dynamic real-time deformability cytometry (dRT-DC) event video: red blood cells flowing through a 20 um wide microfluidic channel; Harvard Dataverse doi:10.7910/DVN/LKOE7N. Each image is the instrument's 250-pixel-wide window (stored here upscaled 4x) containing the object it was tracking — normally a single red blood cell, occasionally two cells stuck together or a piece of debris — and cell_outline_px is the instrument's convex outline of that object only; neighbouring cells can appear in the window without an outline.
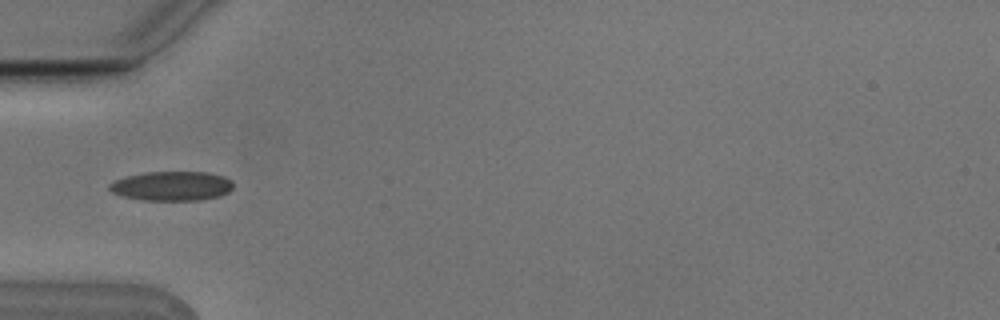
{"species": "Egyptian fruit bat (a non-hibernating species)", "species_latin": "Rousettus aegyptiacus", "temperature_condition": "cold", "stored_images_in_passage": 8, "camera_frame_rate_fps": 3000, "um_per_image_px": 0.085, "animal": {"sex": "male"}, "frame": {"image": 1, "passage_image": 5, "time_ms": 1.333, "image_size_px": [1000, 320], "cell_outline_px": [[232, 188], [228, 192], [220, 196], [200, 200], [144, 200], [124, 196], [112, 192], [108, 188], [108, 184], [112, 180], [124, 176], [144, 172], [208, 172], [224, 176], [232, 180]], "centroid_in_image_um": [14.58, 15.8], "position_along_channel_um": 70.4, "area_um2": 21.39}}
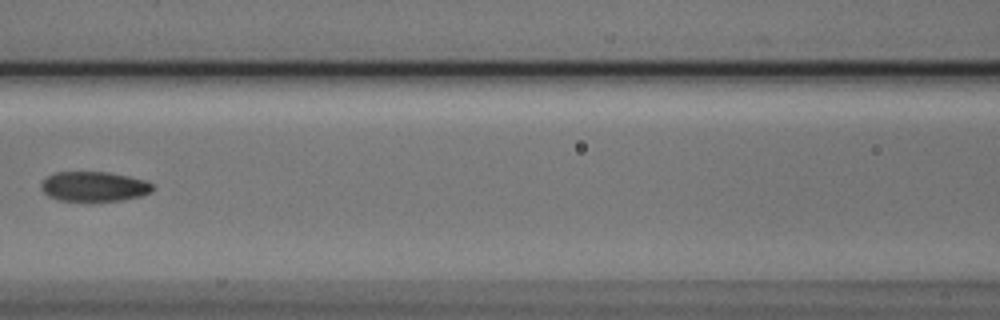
{"frame": {"image": 2, "passage_image": 7, "time_ms": 2.0, "image_size_px": [1000, 320], "cell_outline_px": [[156, 188], [152, 192], [140, 196], [120, 200], [60, 200], [48, 196], [40, 188], [40, 184], [48, 176], [56, 172], [108, 172], [128, 176], [144, 180], [152, 184]], "centroid_in_image_um": [8.01, 15.84], "position_along_channel_um": 158.6, "area_um2": 19.19}}
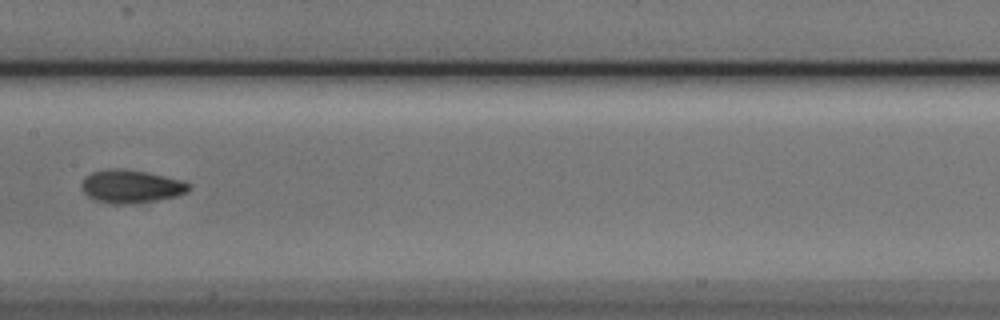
{"frame": {"image": 3, "passage_image": 8, "time_ms": 2.333, "image_size_px": [1000, 320], "cell_outline_px": [[192, 188], [188, 192], [176, 196], [156, 200], [132, 204], [108, 204], [96, 200], [88, 196], [80, 188], [80, 184], [84, 176], [92, 172], [108, 168], [128, 168], [148, 172], [184, 180], [192, 184]], "centroid_in_image_um": [11.15, 15.83], "position_along_channel_um": 196.3, "area_um2": 21.33}}